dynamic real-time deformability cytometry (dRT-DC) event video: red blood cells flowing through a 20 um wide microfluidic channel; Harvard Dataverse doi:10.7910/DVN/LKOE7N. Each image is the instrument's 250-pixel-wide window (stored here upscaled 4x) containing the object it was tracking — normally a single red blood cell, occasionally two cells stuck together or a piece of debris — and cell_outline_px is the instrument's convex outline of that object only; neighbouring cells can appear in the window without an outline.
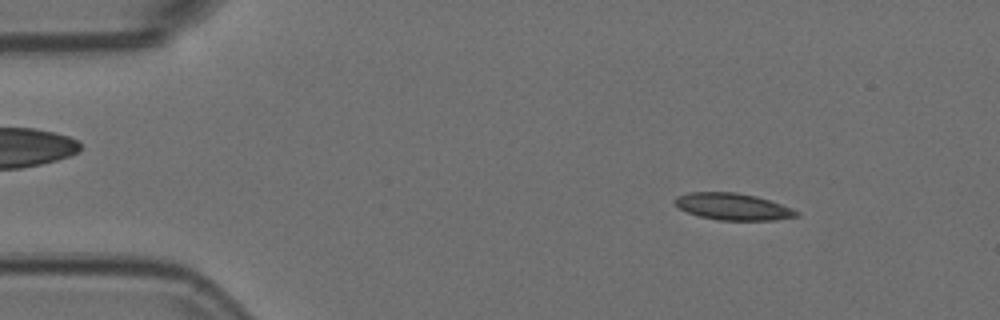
{"species": "Egyptian fruit bat (a non-hibernating species)", "species_latin": "Rousettus aegyptiacus", "temperature_condition": "room temperature", "stored_images_in_passage": 53, "camera_frame_rate_fps": 3000, "um_per_image_px": 0.085, "animal": {"sex": "female"}, "frame": {"image": 1, "passage_image": 6, "time_ms": 1.667, "image_size_px": [1000, 320], "cell_outline_px": [[800, 216], [776, 220], [720, 220], [700, 216], [688, 212], [680, 208], [676, 204], [676, 196], [688, 192], [736, 192], [756, 196], [792, 208], [800, 212]], "centroid_in_image_um": [62.34, 17.56], "position_along_channel_um": 22.7, "area_um2": 18.84}}
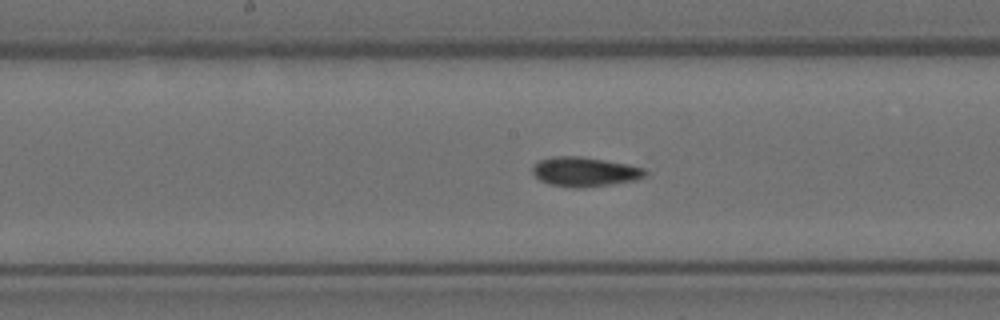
{"frame": {"image": 2, "passage_image": 26, "time_ms": 8.333, "image_size_px": [1000, 320], "cell_outline_px": [[648, 176], [636, 180], [584, 188], [576, 188], [548, 184], [540, 180], [532, 172], [532, 168], [540, 160], [556, 156], [580, 156], [628, 164], [644, 168], [648, 172]], "centroid_in_image_um": [49.74, 14.61], "position_along_channel_um": 198.5, "area_um2": 19.36}}
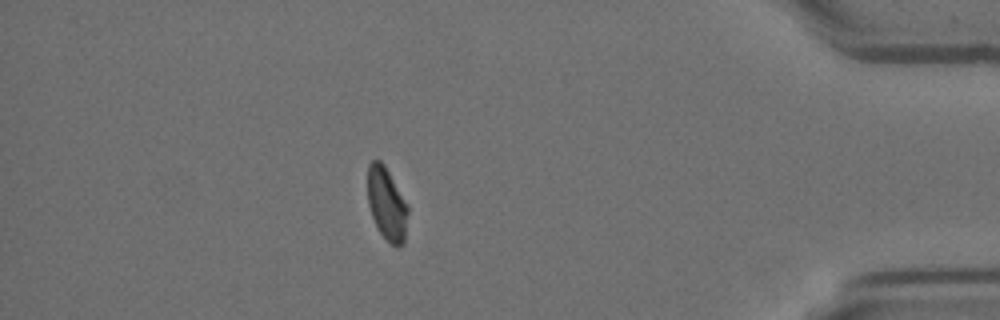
{"frame": {"image": 3, "passage_image": 46, "time_ms": 15.0, "image_size_px": [1000, 320], "cell_outline_px": [[408, 212], [404, 244], [396, 248], [380, 232], [372, 216], [368, 204], [368, 164], [372, 160], [380, 160], [384, 164], [408, 204]], "centroid_in_image_um": [32.89, 17.32], "position_along_channel_um": 402.3, "area_um2": 17.05}, "authors_computed_cell_mechanics": {"area_um2": 18.6694, "velocity_mm_per_s": 3.7368, "shape_relaxation_time_tau1_ms": 9.3551, "shape_relaxation_time_tau2_ms": 1.679, "deformation_change_tau1": 0.1876, "deformation_change_tau2": 0.0665}}